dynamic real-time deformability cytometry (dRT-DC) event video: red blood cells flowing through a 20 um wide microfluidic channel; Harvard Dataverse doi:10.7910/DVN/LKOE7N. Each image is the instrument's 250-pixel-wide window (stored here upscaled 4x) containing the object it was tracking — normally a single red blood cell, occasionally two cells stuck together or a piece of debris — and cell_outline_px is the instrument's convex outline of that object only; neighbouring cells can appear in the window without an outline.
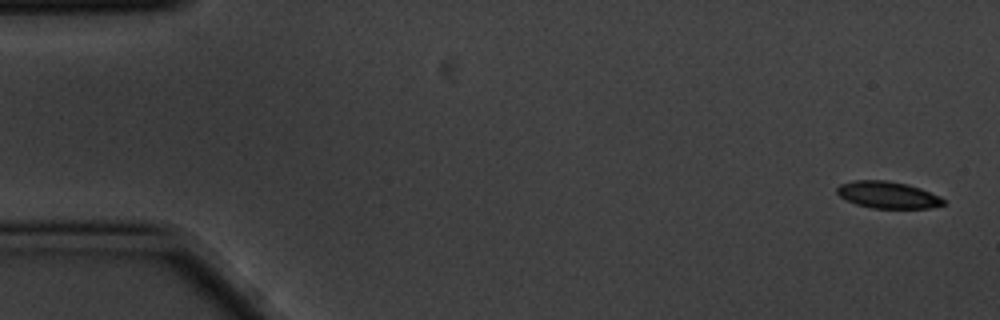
{"species": "common noctule bat (a hibernating species)", "species_latin": "Nyctalus noctula", "temperature_condition": "cold", "stored_images_in_passage": 5, "camera_frame_rate_fps": 3000, "um_per_image_px": 0.085, "animal": {"sex": "male", "body_mass_g": 20.1, "forearm_length_mm": 53.5}, "frame": {"image": 1, "passage_image": 1, "time_ms": 0.0, "image_size_px": [1000, 320], "cell_outline_px": [[948, 204], [932, 208], [872, 208], [856, 204], [840, 196], [836, 192], [836, 188], [840, 184], [856, 180], [888, 180], [908, 184], [920, 188], [940, 196]], "centroid_in_image_um": [75.5, 16.56], "position_along_channel_um": 9.5, "area_um2": 16.76}}
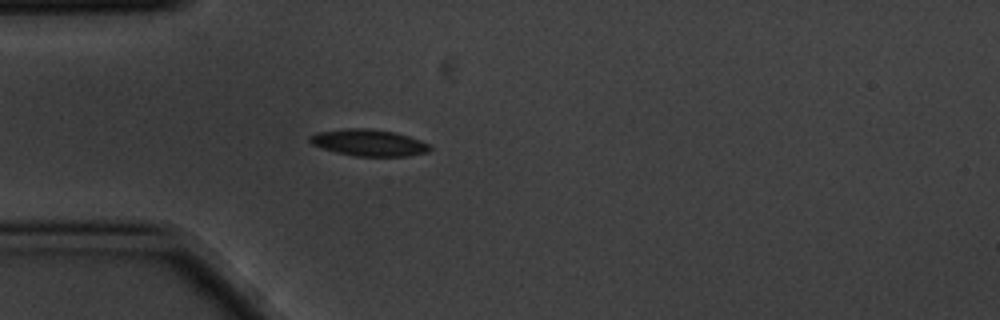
{"frame": {"image": 2, "passage_image": 5, "time_ms": 1.333, "image_size_px": [1000, 320], "cell_outline_px": [[432, 148], [428, 152], [408, 156], [356, 156], [336, 152], [312, 144], [308, 140], [308, 136], [316, 132], [344, 128], [368, 128], [396, 132], [420, 140], [428, 144]], "centroid_in_image_um": [31.33, 12.12], "position_along_channel_um": 53.7, "area_um2": 18.67}}